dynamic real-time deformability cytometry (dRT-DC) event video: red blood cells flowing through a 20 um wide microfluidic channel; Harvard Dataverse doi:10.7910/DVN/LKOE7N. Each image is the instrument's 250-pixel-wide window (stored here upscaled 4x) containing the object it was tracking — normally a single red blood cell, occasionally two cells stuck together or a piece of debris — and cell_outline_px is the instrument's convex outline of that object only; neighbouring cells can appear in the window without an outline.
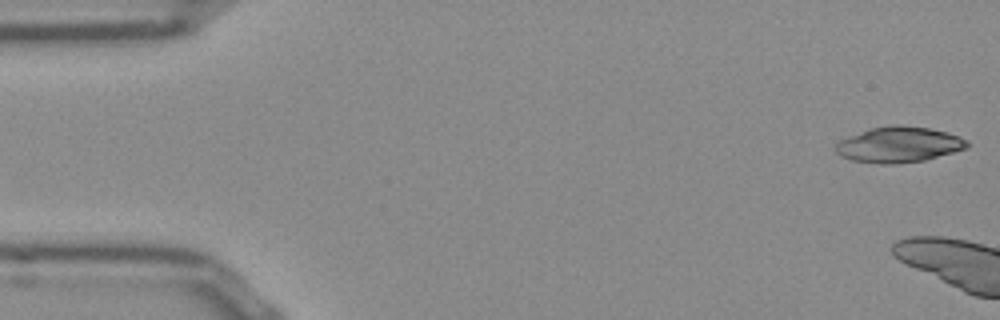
{"species": "Egyptian fruit bat (a non-hibernating species)", "species_latin": "Rousettus aegyptiacus", "temperature_condition": "room temperature", "stored_images_in_passage": 10, "camera_frame_rate_fps": 3000, "um_per_image_px": 0.085, "frame": {"image": 1, "passage_image": 1, "time_ms": 0.0, "image_size_px": [1000, 320], "cell_outline_px": [[968, 148], [924, 160], [892, 164], [880, 164], [852, 160], [836, 152], [836, 144], [840, 140], [848, 136], [868, 128], [892, 124], [904, 124], [928, 128], [948, 132], [960, 136], [968, 140]], "centroid_in_image_um": [76.42, 12.27], "position_along_channel_um": 8.6, "area_um2": 27.46}}